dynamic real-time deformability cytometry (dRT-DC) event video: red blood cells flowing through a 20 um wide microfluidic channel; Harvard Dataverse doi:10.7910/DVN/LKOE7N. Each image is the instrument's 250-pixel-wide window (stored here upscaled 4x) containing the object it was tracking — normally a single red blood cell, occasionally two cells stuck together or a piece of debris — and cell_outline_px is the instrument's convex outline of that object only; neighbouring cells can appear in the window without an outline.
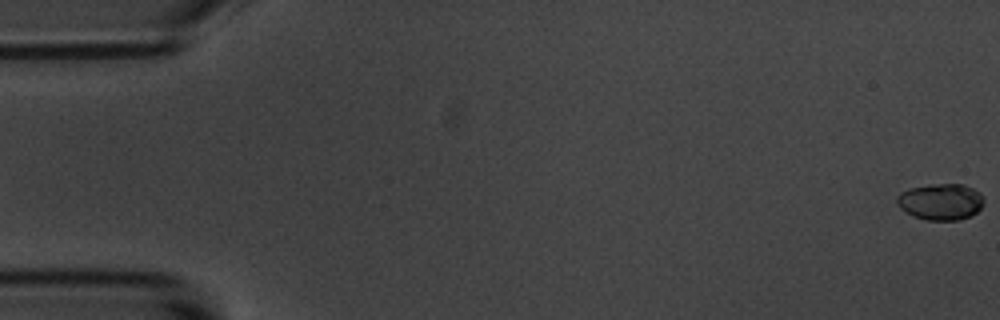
{"species": "common noctule bat (a hibernating species)", "species_latin": "Nyctalus noctula", "temperature_condition": "room temperature", "stored_images_in_passage": 6, "camera_frame_rate_fps": 3000, "um_per_image_px": 0.085, "animal": {"sex": "male", "body_mass_g": 20.1, "forearm_length_mm": 53.5}, "frame": {"image": 1, "passage_image": 1, "time_ms": 0.0, "image_size_px": [1000, 320], "cell_outline_px": [[984, 204], [976, 212], [960, 220], [924, 220], [912, 216], [900, 208], [896, 204], [896, 196], [900, 192], [908, 188], [932, 184], [964, 184], [980, 192], [984, 196]], "centroid_in_image_um": [79.94, 17.14], "position_along_channel_um": 5.1, "area_um2": 18.73}}
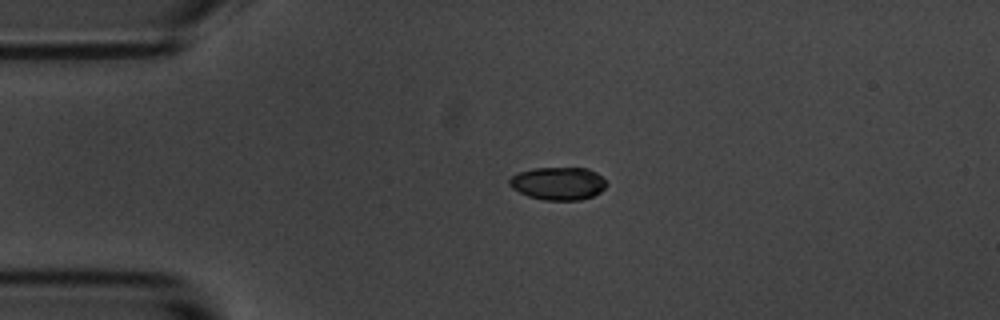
{"frame": {"image": 2, "passage_image": 5, "time_ms": 4.333, "image_size_px": [1000, 320], "cell_outline_px": [[608, 184], [600, 192], [592, 196], [580, 200], [544, 200], [528, 196], [512, 188], [508, 184], [508, 180], [512, 176], [520, 172], [536, 168], [588, 168], [596, 172]], "centroid_in_image_um": [47.45, 15.59], "position_along_channel_um": 37.6, "area_um2": 18.5}}